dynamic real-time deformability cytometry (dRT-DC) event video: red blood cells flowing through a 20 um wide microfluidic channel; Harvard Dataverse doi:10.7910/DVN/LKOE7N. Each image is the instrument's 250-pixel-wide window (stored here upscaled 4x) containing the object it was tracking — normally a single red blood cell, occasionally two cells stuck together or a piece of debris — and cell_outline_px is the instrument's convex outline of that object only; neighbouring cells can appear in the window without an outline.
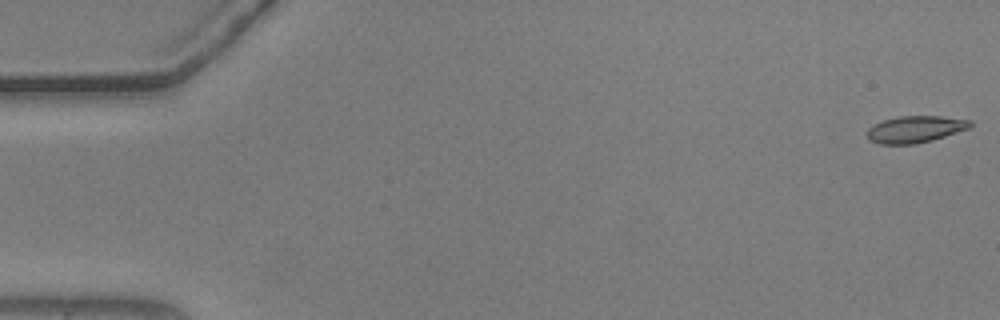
{"species": "common noctule bat (a hibernating species)", "species_latin": "Nyctalus noctula", "temperature_condition": "warm", "stored_images_in_passage": 8, "camera_frame_rate_fps": 3000, "um_per_image_px": 0.085, "animal": {"sex": "male", "body_mass_g": 20.5, "forearm_length_mm": 52.5}, "frame": {"image": 1, "passage_image": 1, "time_ms": 0.0, "image_size_px": [1000, 320], "cell_outline_px": [[972, 128], [932, 140], [916, 144], [880, 144], [868, 140], [868, 128], [884, 120], [900, 116], [940, 116], [972, 120]], "centroid_in_image_um": [77.84, 10.99], "position_along_channel_um": 7.2, "area_um2": 16.13}}